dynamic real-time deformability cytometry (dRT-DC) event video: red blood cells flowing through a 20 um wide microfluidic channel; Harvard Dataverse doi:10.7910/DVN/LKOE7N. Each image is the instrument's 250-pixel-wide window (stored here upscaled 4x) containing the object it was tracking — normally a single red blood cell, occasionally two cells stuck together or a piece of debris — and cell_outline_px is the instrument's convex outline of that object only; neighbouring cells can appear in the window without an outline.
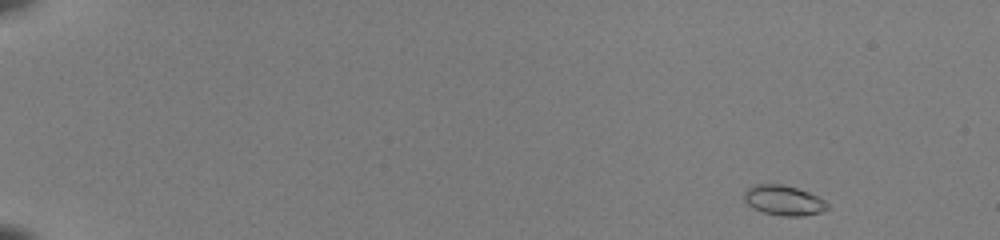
{"species": "common noctule bat (a hibernating species)", "species_latin": "Nyctalus noctula", "temperature_condition": "room temperature", "stored_images_in_passage": 48, "camera_frame_rate_fps": 3000, "um_per_image_px": 0.085, "animal": {"sex": "female", "body_mass_g": 22.0, "forearm_length_mm": 56.7}, "frame": {"image": 1, "passage_image": 1, "time_ms": 0.0, "image_size_px": [1000, 240], "cell_outline_px": [[828, 208], [820, 212], [804, 216], [784, 216], [764, 212], [752, 208], [744, 200], [744, 192], [748, 188], [756, 184], [780, 184], [796, 188], [808, 192], [824, 200], [828, 204]], "centroid_in_image_um": [66.6, 17.03], "position_along_channel_um": 18.4, "area_um2": 14.39}}
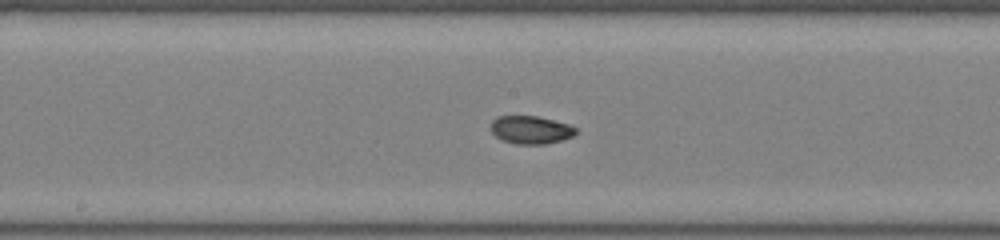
{"frame": {"image": 2, "passage_image": 26, "time_ms": 8.333, "image_size_px": [1000, 240], "cell_outline_px": [[576, 132], [572, 136], [560, 140], [544, 144], [516, 144], [500, 140], [492, 132], [492, 120], [496, 116], [536, 116], [568, 124], [576, 128]], "centroid_in_image_um": [45.08, 11.04], "position_along_channel_um": 203.1, "area_um2": 13.7}}
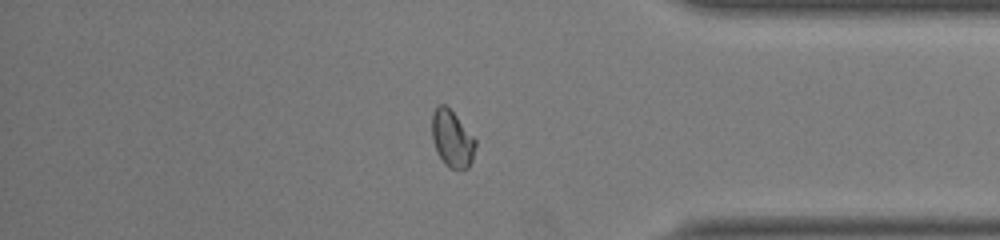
{"frame": {"image": 3, "passage_image": 41, "time_ms": 13.333, "image_size_px": [1000, 240], "cell_outline_px": [[476, 144], [472, 160], [468, 168], [448, 168], [444, 164], [432, 140], [432, 112], [440, 104], [444, 104], [456, 116], [476, 140]], "centroid_in_image_um": [38.42, 11.8], "position_along_channel_um": 396.8, "area_um2": 14.1}, "authors_computed_cell_mechanics": {"area_um2": 14.1032, "velocity_mm_per_s": 4.0864, "shape_relaxation_time_tau1_ms": 3.2887, "shape_relaxation_time_tau2_ms": 0.9331, "deformation_change_tau1": 0.1296, "deformation_change_tau2": 0.0391}}